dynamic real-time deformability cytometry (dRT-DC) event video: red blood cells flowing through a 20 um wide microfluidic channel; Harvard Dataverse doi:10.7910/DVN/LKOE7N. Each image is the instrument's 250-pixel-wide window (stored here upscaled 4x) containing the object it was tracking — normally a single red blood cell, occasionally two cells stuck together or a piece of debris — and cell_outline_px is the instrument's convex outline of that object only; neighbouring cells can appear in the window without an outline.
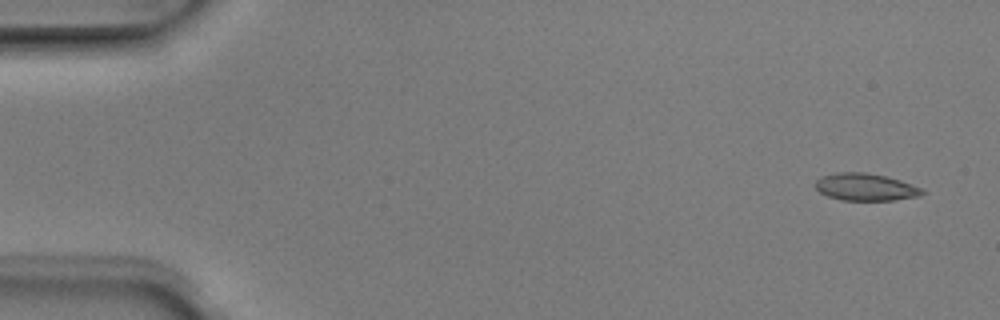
{"species": "Egyptian fruit bat (a non-hibernating species)", "species_latin": "Rousettus aegyptiacus", "temperature_condition": "room temperature", "stored_images_in_passage": 10, "camera_frame_rate_fps": 3000, "um_per_image_px": 0.085, "animal": {"sex": "male"}, "frame": {"image": 1, "passage_image": 1, "time_ms": 0.0, "image_size_px": [1000, 320], "cell_outline_px": [[928, 192], [920, 196], [896, 200], [840, 200], [828, 196], [820, 192], [816, 188], [816, 180], [824, 176], [836, 172], [864, 172], [884, 176], [900, 180], [924, 188]], "centroid_in_image_um": [73.64, 15.91], "position_along_channel_um": 11.4, "area_um2": 17.05}}
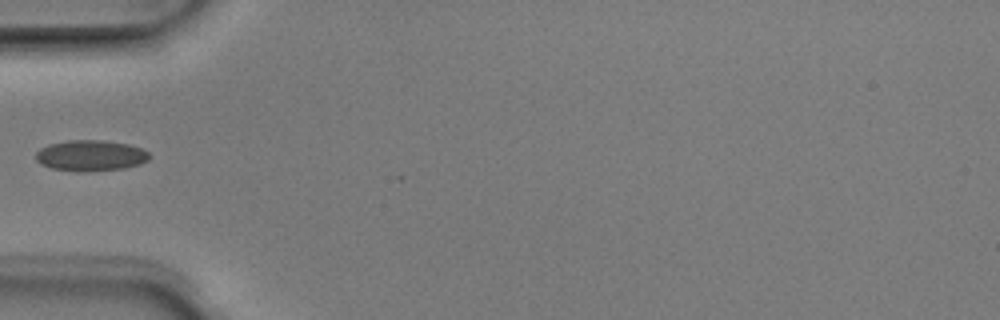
{"frame": {"image": 2, "passage_image": 9, "time_ms": 2.667, "image_size_px": [1000, 320], "cell_outline_px": [[148, 160], [140, 164], [124, 168], [84, 172], [80, 172], [52, 168], [40, 164], [36, 160], [36, 152], [40, 148], [48, 144], [68, 140], [104, 140], [128, 144], [140, 148], [148, 152]], "centroid_in_image_um": [7.67, 13.22], "position_along_channel_um": 77.3, "area_um2": 20.46}}
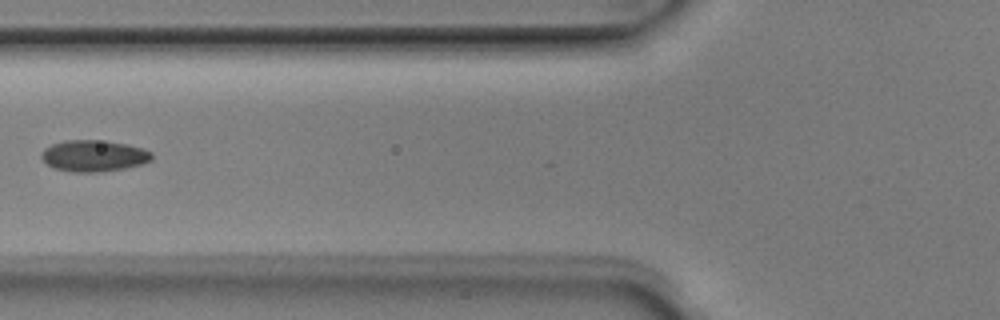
{"frame": {"image": 3, "passage_image": 10, "time_ms": 3.0, "image_size_px": [1000, 320], "cell_outline_px": [[152, 160], [140, 164], [124, 168], [96, 172], [72, 172], [52, 168], [40, 156], [40, 152], [44, 148], [52, 144], [64, 140], [96, 140], [128, 144], [144, 148], [152, 152]], "centroid_in_image_um": [7.95, 13.24], "position_along_channel_um": 117.9, "area_um2": 20.23}}